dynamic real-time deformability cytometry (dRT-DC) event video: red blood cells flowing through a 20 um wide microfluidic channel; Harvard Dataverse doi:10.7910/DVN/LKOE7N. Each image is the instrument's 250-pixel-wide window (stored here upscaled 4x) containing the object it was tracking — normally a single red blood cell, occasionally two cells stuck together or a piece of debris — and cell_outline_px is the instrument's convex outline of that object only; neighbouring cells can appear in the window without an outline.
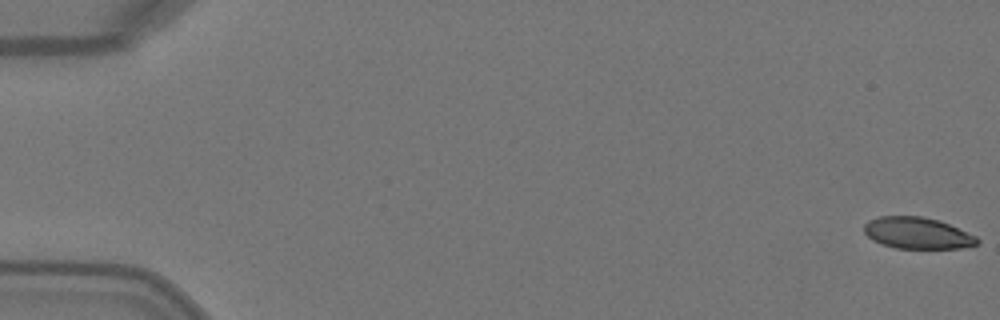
{"species": "Egyptian fruit bat (a non-hibernating species)", "species_latin": "Rousettus aegyptiacus", "temperature_condition": "warm", "stored_images_in_passage": 5, "camera_frame_rate_fps": 3000, "um_per_image_px": 0.085, "animal": {"sex": "female"}, "frame": {"image": 1, "passage_image": 1, "time_ms": 0.0, "image_size_px": [1000, 320], "cell_outline_px": [[980, 244], [960, 248], [896, 248], [880, 244], [872, 240], [864, 232], [864, 224], [868, 220], [880, 216], [920, 216], [940, 220], [976, 236], [980, 240]], "centroid_in_image_um": [77.97, 19.81], "position_along_channel_um": 7.0, "area_um2": 20.87}}
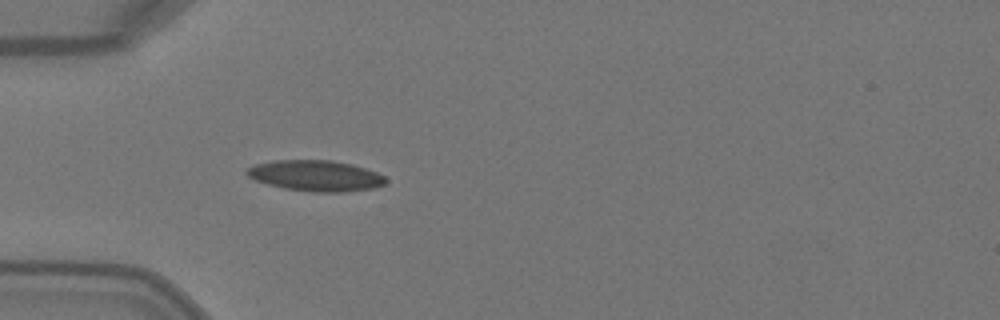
{"frame": {"image": 2, "passage_image": 5, "time_ms": 1.333, "image_size_px": [1000, 320], "cell_outline_px": [[388, 180], [384, 184], [372, 188], [344, 192], [312, 192], [284, 188], [268, 184], [256, 180], [248, 176], [244, 172], [248, 168], [256, 164], [276, 160], [332, 160], [352, 164], [376, 172], [384, 176]], "centroid_in_image_um": [26.84, 14.93], "position_along_channel_um": 58.2, "area_um2": 24.85}}